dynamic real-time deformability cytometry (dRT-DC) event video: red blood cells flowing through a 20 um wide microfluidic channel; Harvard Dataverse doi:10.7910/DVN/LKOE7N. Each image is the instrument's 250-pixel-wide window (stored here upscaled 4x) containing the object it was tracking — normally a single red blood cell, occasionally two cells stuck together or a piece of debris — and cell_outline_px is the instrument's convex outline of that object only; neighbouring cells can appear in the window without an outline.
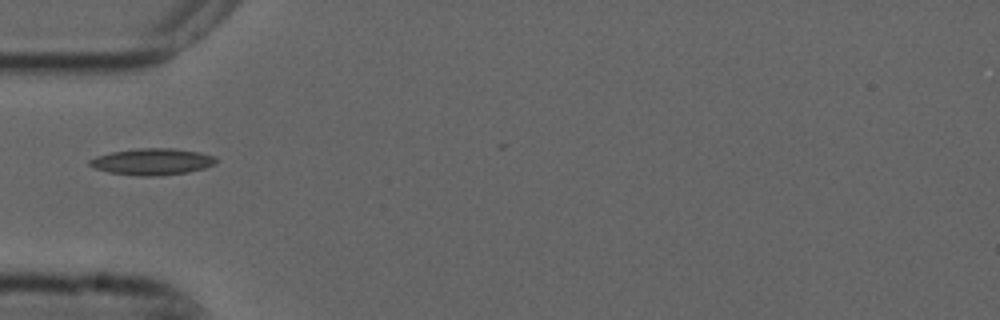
{"species": "common noctule bat (a hibernating species)", "species_latin": "Nyctalus noctula", "temperature_condition": "cold", "stored_images_in_passage": 4, "camera_frame_rate_fps": 3000, "um_per_image_px": 0.085, "animal": {"sex": "male", "forearm_length_mm": 52.5}, "frame": {"image": 1, "passage_image": 4, "time_ms": 1.0, "image_size_px": [1000, 320], "cell_outline_px": [[216, 164], [204, 168], [188, 172], [160, 176], [140, 176], [108, 172], [96, 168], [88, 164], [88, 160], [96, 156], [112, 152], [136, 148], [172, 148], [200, 152], [216, 156]], "centroid_in_image_um": [12.96, 13.74], "position_along_channel_um": 72.0, "area_um2": 19.65}}